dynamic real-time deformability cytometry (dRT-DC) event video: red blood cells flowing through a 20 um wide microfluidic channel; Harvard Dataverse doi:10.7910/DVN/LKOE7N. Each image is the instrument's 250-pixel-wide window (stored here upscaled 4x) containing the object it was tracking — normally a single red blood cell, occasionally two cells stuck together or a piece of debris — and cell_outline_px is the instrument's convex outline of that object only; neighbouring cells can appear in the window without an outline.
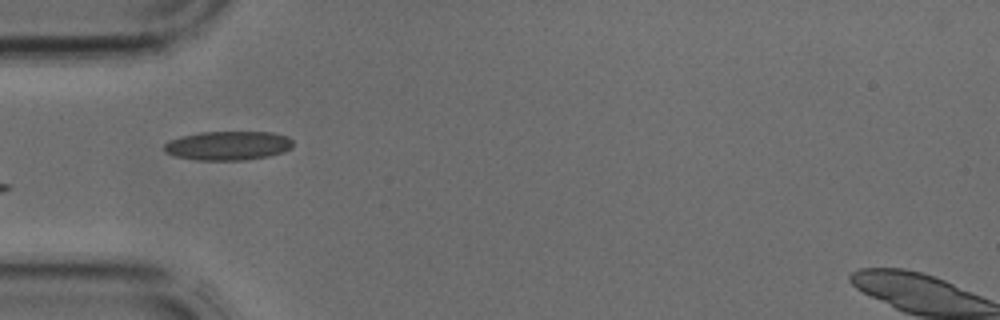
{"species": "common noctule bat (a hibernating species)", "species_latin": "Nyctalus noctula", "temperature_condition": "cold", "stored_images_in_passage": 4, "camera_frame_rate_fps": 3000, "um_per_image_px": 0.085, "animal": {"sex": "male", "body_mass_g": 17.9, "forearm_length_mm": 54.2}, "frame": {"image": 1, "passage_image": 3, "time_ms": 0.667, "image_size_px": [1000, 320], "cell_outline_px": [[292, 148], [284, 152], [268, 156], [244, 160], [196, 160], [176, 156], [164, 152], [164, 144], [168, 140], [200, 132], [272, 132], [288, 136], [292, 140]], "centroid_in_image_um": [19.4, 12.38], "position_along_channel_um": 65.6, "area_um2": 21.85}}